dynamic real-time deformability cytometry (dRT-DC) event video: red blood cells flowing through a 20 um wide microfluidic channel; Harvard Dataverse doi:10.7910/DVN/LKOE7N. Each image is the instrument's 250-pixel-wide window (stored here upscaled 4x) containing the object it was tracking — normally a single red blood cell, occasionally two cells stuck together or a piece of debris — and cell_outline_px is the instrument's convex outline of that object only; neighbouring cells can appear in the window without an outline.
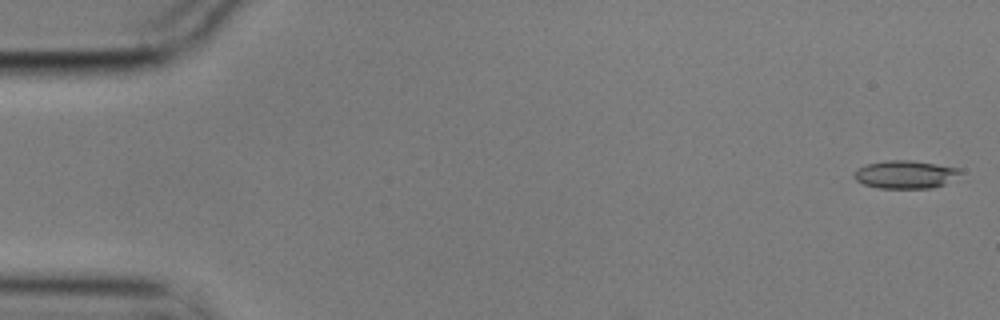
{"species": "common noctule bat (a hibernating species)", "species_latin": "Nyctalus noctula", "temperature_condition": "cold", "stored_images_in_passage": 15, "camera_frame_rate_fps": 3000, "um_per_image_px": 0.085, "animal": {"sex": "male", "body_mass_g": 17.9}, "frame": {"image": 1, "passage_image": 1, "time_ms": 0.0, "image_size_px": [1000, 320], "cell_outline_px": [[960, 172], [944, 184], [932, 188], [880, 188], [864, 184], [856, 180], [852, 176], [856, 168], [868, 164], [888, 160], [912, 160], [960, 168]], "centroid_in_image_um": [76.89, 14.82], "position_along_channel_um": 8.1, "area_um2": 17.11}}
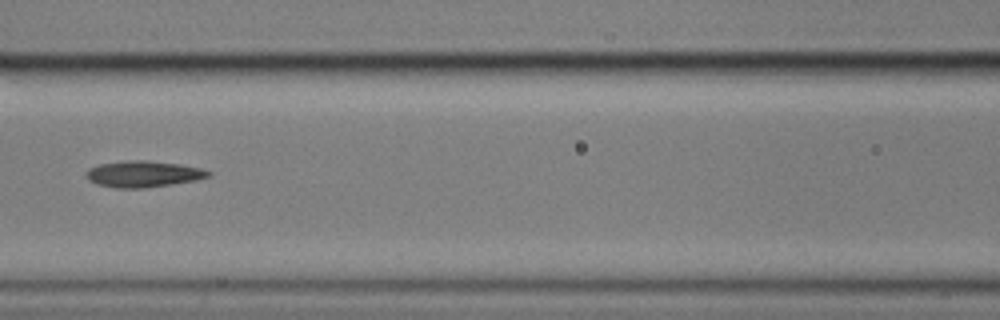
{"frame": {"image": 2, "passage_image": 7, "time_ms": 2.0, "image_size_px": [1000, 320], "cell_outline_px": [[212, 176], [196, 180], [172, 184], [144, 188], [116, 188], [96, 184], [88, 180], [84, 172], [88, 168], [100, 164], [132, 160], [144, 160], [180, 164], [200, 168], [212, 172]], "centroid_in_image_um": [12.17, 14.79], "position_along_channel_um": 154.4, "area_um2": 18.79}}
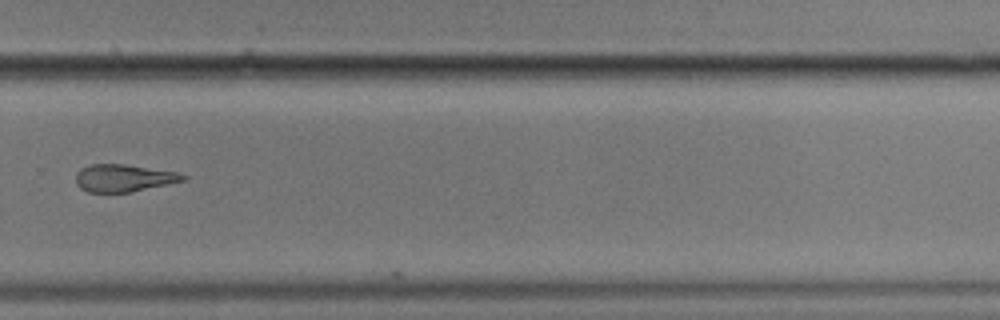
{"frame": {"image": 3, "passage_image": 11, "time_ms": 3.333, "image_size_px": [1000, 320], "cell_outline_px": [[188, 180], [128, 192], [88, 192], [80, 188], [76, 184], [76, 172], [80, 168], [88, 164], [124, 164], [176, 172], [188, 176]], "centroid_in_image_um": [10.49, 15.12], "position_along_channel_um": 319.3, "area_um2": 17.11}}